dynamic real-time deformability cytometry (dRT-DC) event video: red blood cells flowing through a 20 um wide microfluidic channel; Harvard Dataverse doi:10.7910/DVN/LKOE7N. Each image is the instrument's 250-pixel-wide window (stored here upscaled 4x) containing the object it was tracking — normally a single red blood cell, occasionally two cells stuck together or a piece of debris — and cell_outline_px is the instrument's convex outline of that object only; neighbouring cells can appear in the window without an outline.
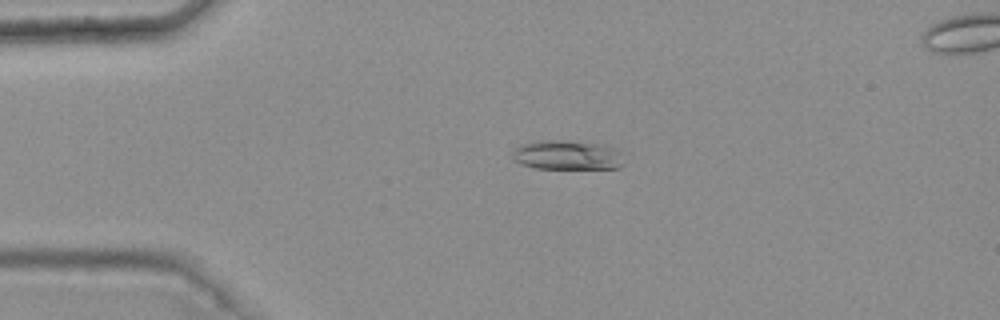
{"species": "common noctule bat (a hibernating species)", "species_latin": "Nyctalus noctula", "temperature_condition": "warm", "stored_images_in_passage": 5, "camera_frame_rate_fps": 3000, "um_per_image_px": 0.085, "animal": {"sex": "female", "body_mass_g": 25.1}, "frame": {"image": 1, "passage_image": 3, "time_ms": 0.667, "image_size_px": [1000, 320], "cell_outline_px": [[624, 164], [620, 168], [536, 168], [520, 164], [512, 160], [512, 152], [520, 144], [540, 140], [564, 140], [608, 144], [616, 148], [620, 152]], "centroid_in_image_um": [48.22, 13.17], "position_along_channel_um": 36.8, "area_um2": 19.48}}
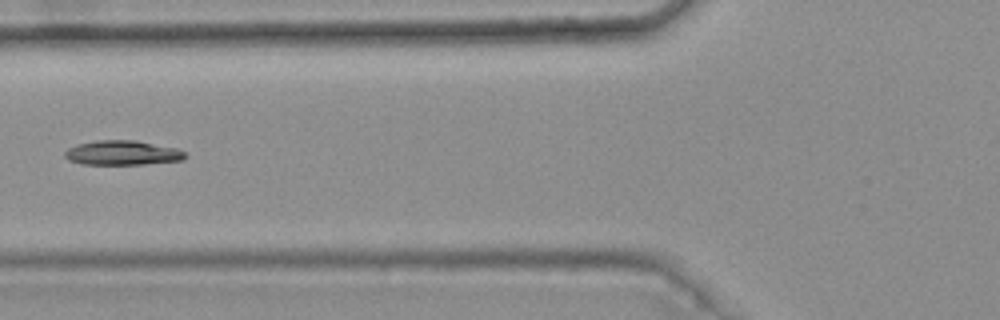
{"frame": {"image": 2, "passage_image": 5, "time_ms": 1.333, "image_size_px": [1000, 320], "cell_outline_px": [[188, 156], [184, 160], [144, 164], [80, 164], [68, 160], [64, 156], [64, 152], [68, 148], [76, 144], [96, 140], [136, 140], [176, 148], [184, 152]], "centroid_in_image_um": [10.39, 12.99], "position_along_channel_um": 115.4, "area_um2": 17.34}}